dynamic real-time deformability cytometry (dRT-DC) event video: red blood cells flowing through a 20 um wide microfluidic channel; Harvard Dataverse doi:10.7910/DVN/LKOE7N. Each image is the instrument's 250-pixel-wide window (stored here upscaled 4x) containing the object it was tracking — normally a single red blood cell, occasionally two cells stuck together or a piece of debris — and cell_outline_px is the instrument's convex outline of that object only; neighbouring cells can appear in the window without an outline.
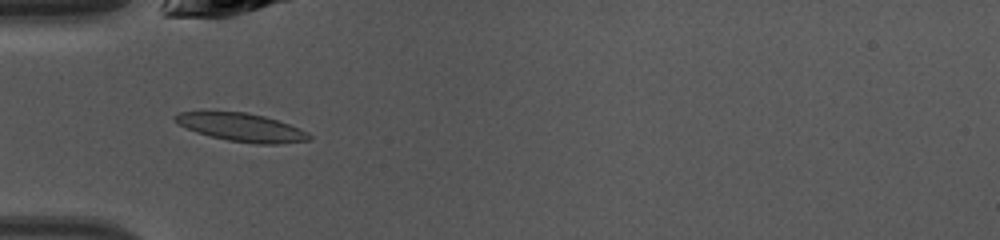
{"species": "common noctule bat (a hibernating species)", "species_latin": "Nyctalus noctula", "temperature_condition": "warm", "stored_images_in_passage": 7, "camera_frame_rate_fps": 3000, "um_per_image_px": 0.085, "animal": {"sex": "female", "body_mass_g": 10.0, "forearm_length_mm": 53.1}, "frame": {"image": 1, "passage_image": 1, "time_ms": 0.0, "image_size_px": [1000, 240], "cell_outline_px": [[312, 140], [276, 144], [256, 144], [228, 140], [196, 132], [176, 124], [176, 116], [180, 112], [248, 112], [264, 116], [300, 128], [308, 132], [312, 136]], "centroid_in_image_um": [20.59, 10.83], "position_along_channel_um": 64.4, "area_um2": 21.79}}
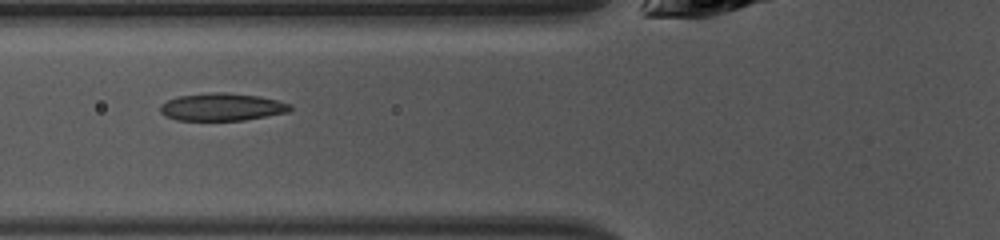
{"frame": {"image": 2, "passage_image": 4, "time_ms": 1.0, "image_size_px": [1000, 240], "cell_outline_px": [[292, 108], [288, 112], [244, 120], [176, 120], [160, 112], [160, 104], [176, 96], [212, 92], [228, 92], [260, 96], [292, 104]], "centroid_in_image_um": [18.87, 9.08], "position_along_channel_um": 106.9, "area_um2": 20.92}}